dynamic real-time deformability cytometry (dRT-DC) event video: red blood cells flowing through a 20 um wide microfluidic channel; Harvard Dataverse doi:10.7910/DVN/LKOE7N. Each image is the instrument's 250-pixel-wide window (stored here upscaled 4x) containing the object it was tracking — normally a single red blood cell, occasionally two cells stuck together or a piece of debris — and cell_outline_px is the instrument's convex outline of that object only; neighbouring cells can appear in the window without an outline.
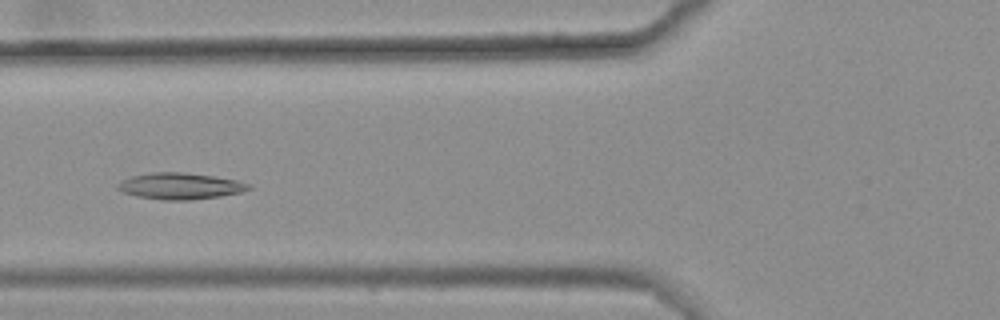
{"species": "common noctule bat (a hibernating species)", "species_latin": "Nyctalus noctula", "temperature_condition": "warm", "stored_images_in_passage": 40, "camera_frame_rate_fps": 3000, "um_per_image_px": 0.085, "animal": {"sex": "female", "body_mass_g": 25.1}, "frame": {"image": 1, "passage_image": 15, "time_ms": 4.667, "image_size_px": [1000, 320], "cell_outline_px": [[252, 188], [240, 192], [220, 196], [192, 200], [160, 200], [136, 196], [124, 192], [116, 188], [116, 184], [132, 176], [152, 172], [184, 172], [212, 176], [236, 180], [252, 184]], "centroid_in_image_um": [15.31, 15.82], "position_along_channel_um": 110.5, "area_um2": 20.11}}
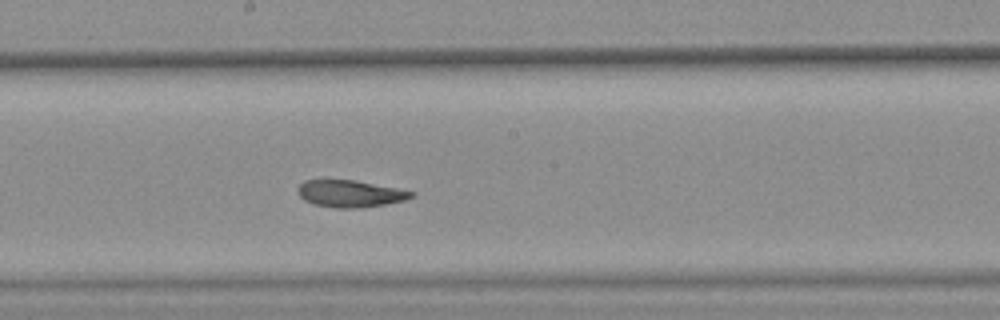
{"frame": {"image": 2, "passage_image": 24, "time_ms": 7.667, "image_size_px": [1000, 320], "cell_outline_px": [[416, 196], [404, 200], [384, 204], [356, 208], [336, 208], [312, 204], [304, 200], [296, 192], [296, 188], [304, 180], [356, 180], [416, 192]], "centroid_in_image_um": [29.73, 16.46], "position_along_channel_um": 218.5, "area_um2": 17.92}}
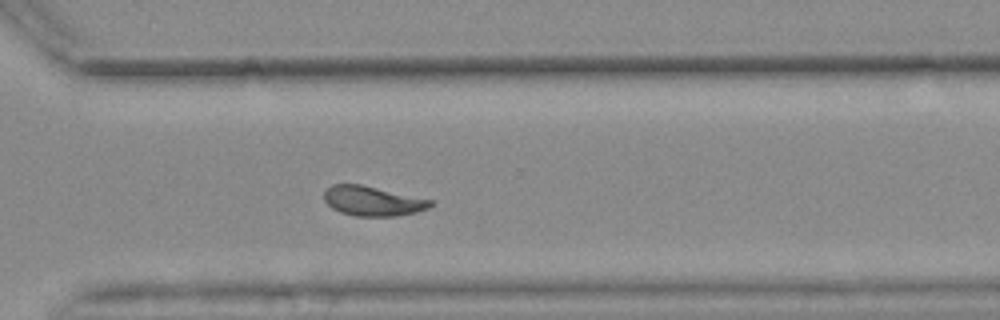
{"frame": {"image": 3, "passage_image": 34, "time_ms": 11.0, "image_size_px": [1000, 320], "cell_outline_px": [[436, 204], [428, 208], [416, 212], [396, 216], [356, 216], [340, 212], [332, 208], [324, 200], [324, 192], [332, 184], [360, 184], [432, 200]], "centroid_in_image_um": [31.68, 17.09], "position_along_channel_um": 338.9, "area_um2": 18.32}, "authors_computed_cell_mechanics": {"area_um2": 18.9006, "velocity_mm_per_s": 3.6036, "shape_relaxation_time_tau1_ms": null, "shape_relaxation_time_tau2_ms": 2.8761, "deformation_change_tau1": null, "deformation_change_tau2": 0.0899}}